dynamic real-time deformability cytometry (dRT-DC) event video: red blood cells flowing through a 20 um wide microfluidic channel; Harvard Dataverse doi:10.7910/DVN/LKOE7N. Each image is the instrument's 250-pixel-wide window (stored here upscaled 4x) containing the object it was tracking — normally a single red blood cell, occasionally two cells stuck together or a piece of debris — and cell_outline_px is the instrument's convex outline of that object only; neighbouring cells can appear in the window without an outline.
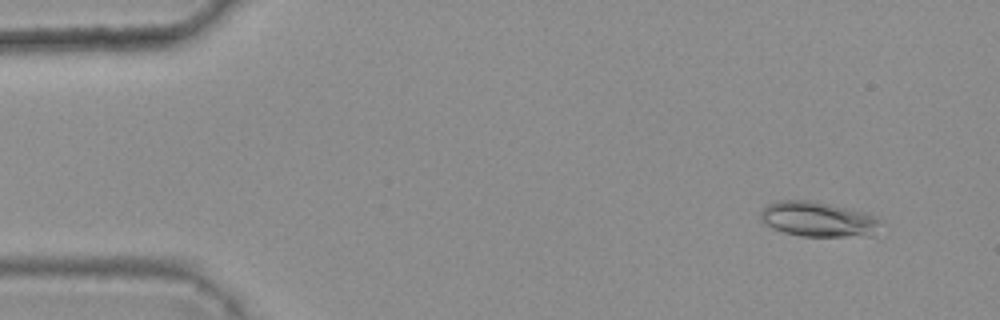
{"species": "common noctule bat (a hibernating species)", "species_latin": "Nyctalus noctula", "temperature_condition": "warm", "stored_images_in_passage": 5, "camera_frame_rate_fps": 3000, "um_per_image_px": 0.085, "animal": {"sex": "female", "body_mass_g": 25.1}, "frame": {"image": 1, "passage_image": 2, "time_ms": 0.333, "image_size_px": [1000, 320], "cell_outline_px": [[880, 220], [876, 236], [800, 236], [784, 232], [772, 228], [764, 224], [760, 220], [760, 212], [768, 204], [780, 200], [816, 200], [864, 212], [876, 216]], "centroid_in_image_um": [69.54, 18.63], "position_along_channel_um": 15.5, "area_um2": 24.8}}